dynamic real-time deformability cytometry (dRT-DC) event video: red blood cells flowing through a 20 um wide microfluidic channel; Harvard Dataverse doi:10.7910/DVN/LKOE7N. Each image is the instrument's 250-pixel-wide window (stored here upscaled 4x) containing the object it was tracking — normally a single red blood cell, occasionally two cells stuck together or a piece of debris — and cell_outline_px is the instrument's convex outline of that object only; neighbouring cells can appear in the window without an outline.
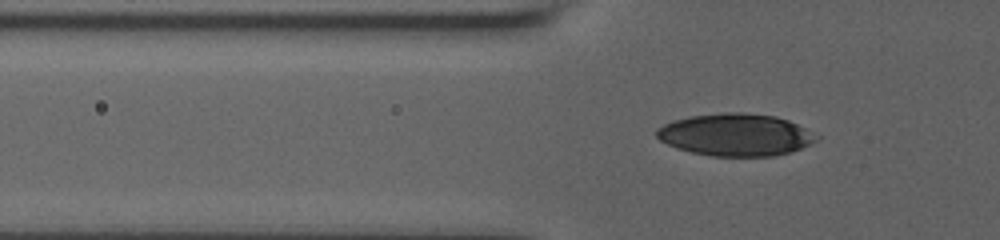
{"species": "human", "species_latin": "Homo sapiens", "temperature_condition": "room temperature", "stored_images_in_passage": 86, "segment_of_instrument_passage": [1, 2], "camera_frame_rate_fps": 3000, "um_per_image_px": 0.085, "donor": {"sex": "male"}, "frame": {"image": 1, "passage_image": 29, "time_ms": 7.0, "image_size_px": [1000, 240], "cell_outline_px": [[820, 136], [816, 140], [800, 148], [788, 152], [772, 156], [712, 156], [692, 152], [676, 148], [660, 140], [656, 136], [656, 128], [672, 120], [688, 116], [724, 112], [740, 112], [776, 116], [788, 120]], "centroid_in_image_um": [62.48, 11.44], "position_along_channel_um": 63.3, "area_um2": 39.25}}
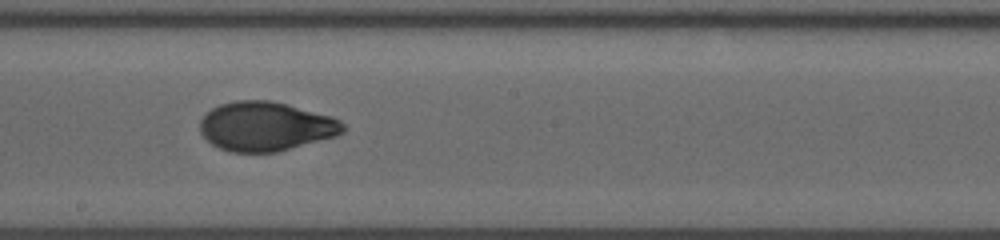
{"frame": {"image": 2, "passage_image": 50, "time_ms": 11.667, "image_size_px": [1000, 240], "cell_outline_px": [[348, 128], [344, 132], [336, 136], [276, 152], [228, 152], [212, 144], [200, 132], [200, 120], [212, 108], [220, 104], [236, 100], [268, 100], [288, 104], [332, 116], [340, 120]], "centroid_in_image_um": [22.61, 10.74], "position_along_channel_um": 225.6, "area_um2": 41.1}}
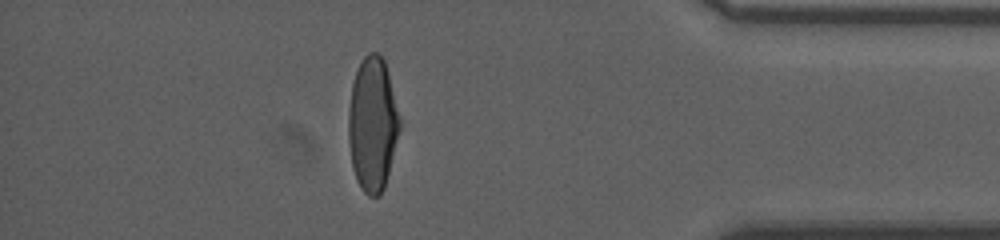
{"frame": {"image": 3, "passage_image": 69, "time_ms": 17.333, "image_size_px": [1000, 240], "cell_outline_px": [[404, 124], [384, 188], [380, 196], [368, 196], [364, 192], [356, 180], [352, 168], [348, 140], [348, 108], [352, 84], [356, 72], [364, 56], [368, 52], [376, 52], [384, 60], [388, 72]], "centroid_in_image_um": [31.71, 10.58], "position_along_channel_um": 403.5, "area_um2": 41.15}}